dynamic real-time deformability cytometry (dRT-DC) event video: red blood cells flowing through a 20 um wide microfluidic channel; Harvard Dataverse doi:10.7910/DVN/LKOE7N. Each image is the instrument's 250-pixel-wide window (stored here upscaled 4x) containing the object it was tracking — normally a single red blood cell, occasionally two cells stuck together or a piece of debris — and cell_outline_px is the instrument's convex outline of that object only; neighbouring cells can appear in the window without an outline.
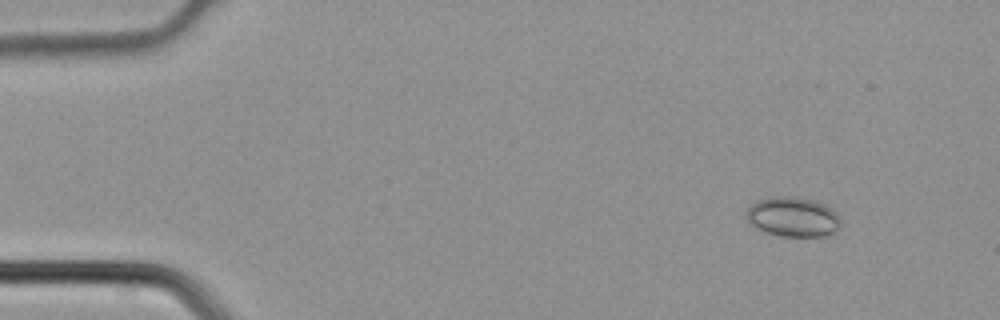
{"species": "common noctule bat (a hibernating species)", "species_latin": "Nyctalus noctula", "temperature_condition": "cold", "stored_images_in_passage": 3, "camera_frame_rate_fps": 3000, "um_per_image_px": 0.085, "animal": {"sex": "male", "body_mass_g": 21.5, "forearm_length_mm": 52.0}, "frame": {"image": 1, "passage_image": 3, "time_ms": 0.667, "image_size_px": [1000, 320], "cell_outline_px": [[840, 228], [824, 236], [780, 236], [764, 232], [756, 228], [748, 220], [748, 208], [752, 204], [760, 200], [772, 196], [796, 196], [812, 200], [824, 204], [836, 212], [840, 216]], "centroid_in_image_um": [67.42, 18.43], "position_along_channel_um": 17.6, "area_um2": 21.73}}